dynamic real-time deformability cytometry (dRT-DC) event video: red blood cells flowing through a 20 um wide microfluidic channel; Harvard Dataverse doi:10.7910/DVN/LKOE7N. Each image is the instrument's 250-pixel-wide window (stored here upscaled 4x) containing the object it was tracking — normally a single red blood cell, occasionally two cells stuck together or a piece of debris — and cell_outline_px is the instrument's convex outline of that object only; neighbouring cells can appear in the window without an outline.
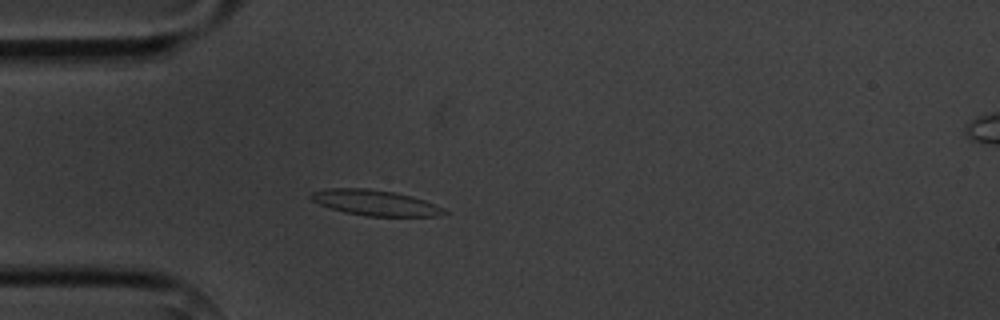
{"species": "common noctule bat (a hibernating species)", "species_latin": "Nyctalus noctula", "temperature_condition": "cold", "stored_images_in_passage": 3, "camera_frame_rate_fps": 3000, "um_per_image_px": 0.085, "animal": {"sex": "male", "body_mass_g": 20.1, "forearm_length_mm": 53.5}, "frame": {"image": 1, "passage_image": 3, "time_ms": 3.333, "image_size_px": [1000, 320], "cell_outline_px": [[448, 212], [436, 216], [368, 216], [344, 212], [320, 204], [312, 200], [308, 196], [312, 192], [324, 188], [368, 188], [396, 192], [412, 196], [424, 200], [444, 208]], "centroid_in_image_um": [31.88, 17.22], "position_along_channel_um": 53.1, "area_um2": 19.83}}